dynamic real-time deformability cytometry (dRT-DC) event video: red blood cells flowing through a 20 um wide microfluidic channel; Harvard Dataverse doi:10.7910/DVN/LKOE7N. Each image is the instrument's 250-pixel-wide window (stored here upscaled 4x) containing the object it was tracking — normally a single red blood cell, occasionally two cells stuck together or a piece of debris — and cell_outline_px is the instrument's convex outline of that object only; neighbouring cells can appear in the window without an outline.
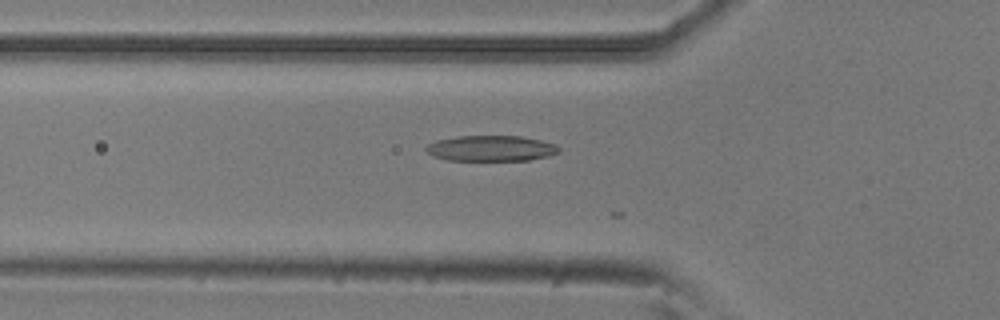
{"species": "common noctule bat (a hibernating species)", "species_latin": "Nyctalus noctula", "temperature_condition": "room temperature", "stored_images_in_passage": 9, "camera_frame_rate_fps": 3000, "um_per_image_px": 0.085, "animal": {"sex": "male", "body_mass_g": 20.5, "forearm_length_mm": 52.5}, "frame": {"image": 1, "passage_image": 4, "time_ms": 1.0, "image_size_px": [1000, 320], "cell_outline_px": [[560, 152], [548, 156], [528, 160], [448, 160], [432, 156], [424, 148], [428, 144], [436, 140], [456, 136], [520, 136], [540, 140], [556, 144], [560, 148]], "centroid_in_image_um": [41.73, 12.6], "position_along_channel_um": 84.1, "area_um2": 19.88}}
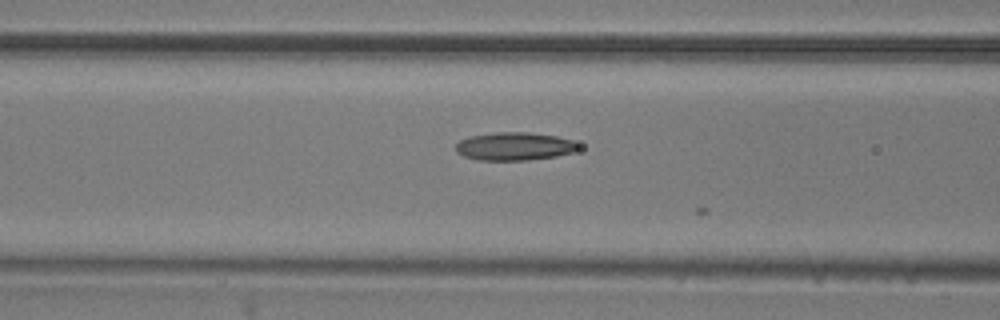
{"frame": {"image": 2, "passage_image": 7, "time_ms": 2.0, "image_size_px": [1000, 320], "cell_outline_px": [[580, 148], [572, 152], [556, 156], [528, 160], [476, 160], [464, 156], [456, 152], [456, 144], [460, 140], [468, 136], [496, 132], [528, 132], [556, 136], [572, 140], [580, 144]], "centroid_in_image_um": [43.72, 12.43], "position_along_channel_um": 122.9, "area_um2": 20.17}}